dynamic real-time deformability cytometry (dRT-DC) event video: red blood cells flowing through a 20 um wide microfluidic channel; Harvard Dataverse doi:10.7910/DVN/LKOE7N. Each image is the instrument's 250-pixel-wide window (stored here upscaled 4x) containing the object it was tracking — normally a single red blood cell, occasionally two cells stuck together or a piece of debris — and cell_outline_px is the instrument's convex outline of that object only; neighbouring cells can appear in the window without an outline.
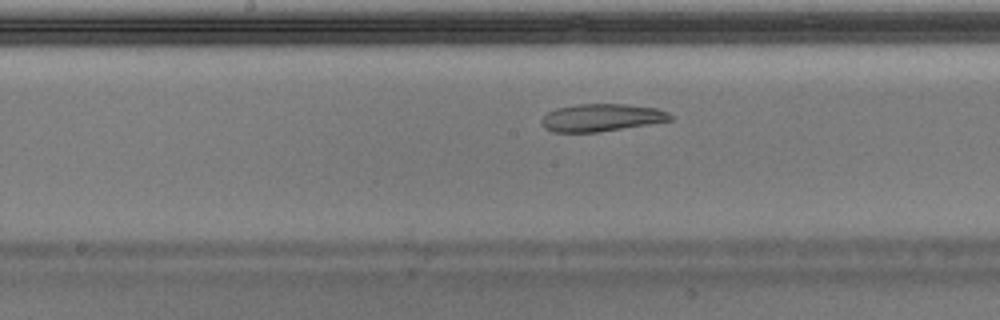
{"species": "Egyptian fruit bat (a non-hibernating species)", "species_latin": "Rousettus aegyptiacus", "temperature_condition": "warm", "stored_images_in_passage": 47, "camera_frame_rate_fps": 3000, "um_per_image_px": 0.085, "animal": {"sex": "male"}, "frame": {"image": 1, "passage_image": 22, "time_ms": 7.0, "image_size_px": [1000, 320], "cell_outline_px": [[672, 120], [600, 132], [552, 132], [544, 128], [540, 124], [540, 120], [548, 112], [556, 108], [576, 104], [624, 104], [656, 108], [668, 112], [672, 116]], "centroid_in_image_um": [51.08, 10.0], "position_along_channel_um": 197.1, "area_um2": 20.69}}
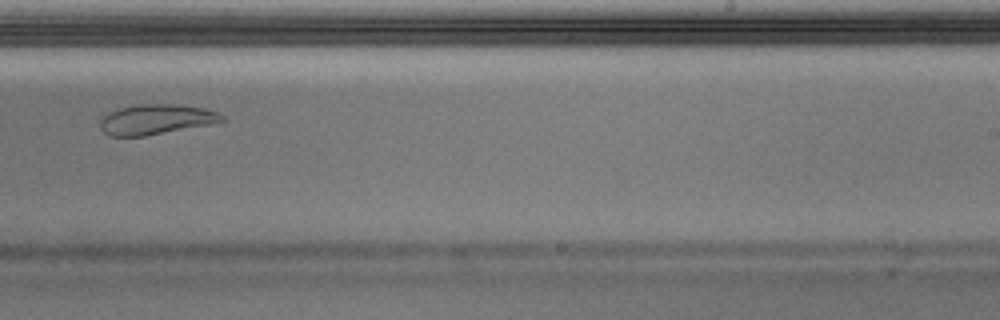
{"frame": {"image": 2, "passage_image": 28, "time_ms": 9.0, "image_size_px": [1000, 320], "cell_outline_px": [[224, 120], [216, 124], [144, 136], [108, 136], [100, 128], [100, 120], [108, 112], [120, 108], [136, 104], [180, 104], [204, 108], [216, 112], [224, 116]], "centroid_in_image_um": [13.28, 10.15], "position_along_channel_um": 275.7, "area_um2": 21.62}}
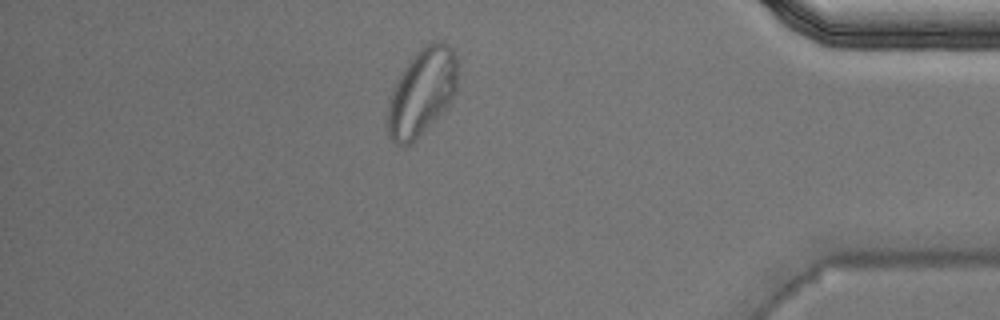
{"frame": {"image": 3, "passage_image": 40, "time_ms": 13.0, "image_size_px": [1000, 320], "cell_outline_px": [[456, 92], [448, 104], [416, 140], [412, 144], [396, 144], [388, 136], [388, 100], [392, 88], [400, 72], [416, 52], [424, 44], [436, 40], [448, 44], [452, 48], [456, 56]], "centroid_in_image_um": [35.83, 7.8], "position_along_channel_um": 399.4, "area_um2": 35.32}, "authors_computed_cell_mechanics": {"area_um2": 24.1026, "velocity_mm_per_s": 3.9472, "shape_relaxation_time_tau1_ms": null, "shape_relaxation_time_tau2_ms": 2.9912, "deformation_change_tau1": null, "deformation_change_tau2": 0.0884}}